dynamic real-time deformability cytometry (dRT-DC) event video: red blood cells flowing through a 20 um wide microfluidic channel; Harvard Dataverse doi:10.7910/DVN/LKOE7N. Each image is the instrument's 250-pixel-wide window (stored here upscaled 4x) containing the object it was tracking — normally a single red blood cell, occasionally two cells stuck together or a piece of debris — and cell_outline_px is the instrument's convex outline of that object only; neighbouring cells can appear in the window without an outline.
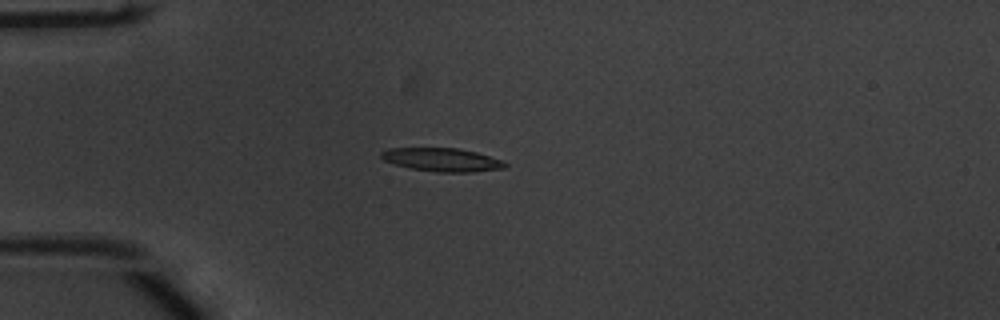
{"species": "common noctule bat (a hibernating species)", "species_latin": "Nyctalus noctula", "temperature_condition": "warm", "stored_images_in_passage": 40, "camera_frame_rate_fps": 3000, "um_per_image_px": 0.085, "animal": {"sex": "male", "body_mass_g": 20.1, "forearm_length_mm": 53.5}, "frame": {"image": 1, "passage_image": 2, "time_ms": 0.333, "image_size_px": [1000, 320], "cell_outline_px": [[508, 164], [504, 168], [472, 172], [436, 172], [412, 168], [396, 164], [384, 160], [380, 156], [380, 152], [388, 148], [456, 148], [476, 152], [500, 160]], "centroid_in_image_um": [37.55, 13.57], "position_along_channel_um": 47.5, "area_um2": 16.65}}
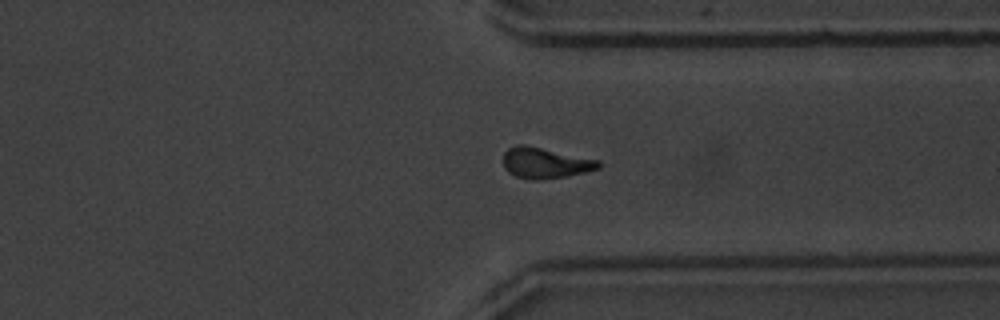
{"frame": {"image": 2, "passage_image": 28, "time_ms": 9.0, "image_size_px": [1000, 320], "cell_outline_px": [[600, 168], [588, 172], [564, 176], [536, 180], [528, 180], [516, 176], [508, 172], [504, 168], [504, 152], [508, 148], [516, 144], [524, 144], [600, 160]], "centroid_in_image_um": [46.34, 13.84], "position_along_channel_um": 365.1, "area_um2": 17.17}}
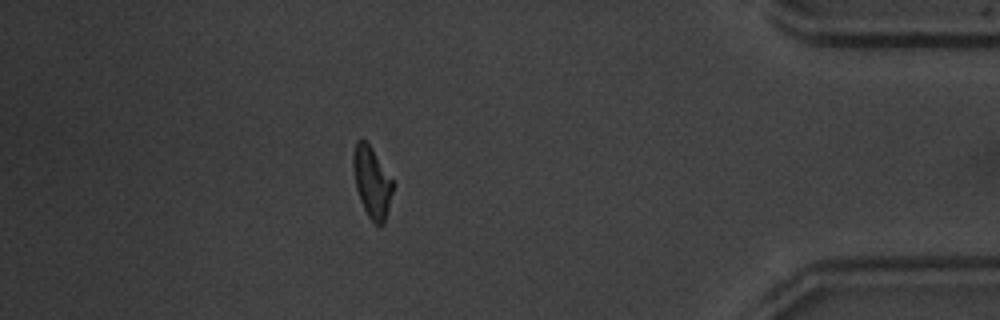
{"frame": {"image": 3, "passage_image": 34, "time_ms": 11.0, "image_size_px": [1000, 320], "cell_outline_px": [[392, 192], [384, 224], [376, 224], [368, 216], [360, 200], [356, 188], [352, 168], [352, 152], [356, 140], [364, 140], [372, 148], [392, 180]], "centroid_in_image_um": [31.57, 15.45], "position_along_channel_um": 403.6, "area_um2": 16.13}, "authors_computed_cell_mechanics": {"area_um2": 16.8776, "velocity_mm_per_s": 3.8776, "shape_relaxation_time_tau1_ms": 3.9938, "shape_relaxation_time_tau2_ms": 4.5157, "deformation_change_tau1": 0.19, "deformation_change_tau2": 0.1382}}